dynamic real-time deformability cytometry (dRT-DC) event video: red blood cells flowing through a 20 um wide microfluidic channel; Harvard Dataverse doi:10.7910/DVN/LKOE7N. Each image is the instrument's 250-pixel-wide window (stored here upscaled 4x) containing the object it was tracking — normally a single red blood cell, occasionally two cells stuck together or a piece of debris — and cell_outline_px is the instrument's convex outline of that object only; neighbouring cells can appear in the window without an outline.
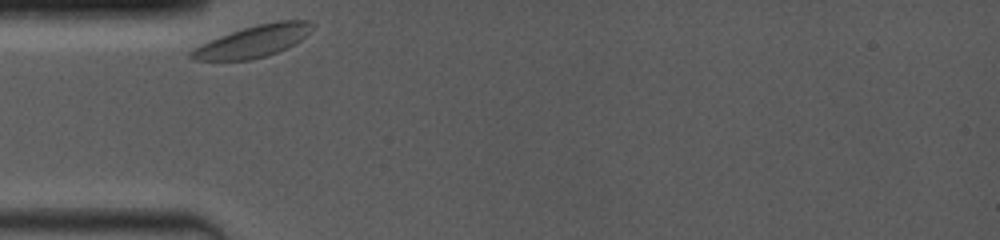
{"species": "common noctule bat (a hibernating species)", "species_latin": "Nyctalus noctula", "temperature_condition": "room temperature", "stored_images_in_passage": 22, "camera_frame_rate_fps": 4000, "um_per_image_px": 0.085, "animal": {"sex": "female", "body_mass_g": 19.0, "forearm_length_mm": 53.3}, "frame": {"image": 1, "passage_image": 1, "time_ms": 0.0, "image_size_px": [1000, 240], "cell_outline_px": [[316, 24], [300, 40], [288, 48], [264, 56], [248, 60], [192, 60], [188, 56], [188, 52], [200, 44], [220, 36], [244, 28], [276, 20], [308, 20]], "centroid_in_image_um": [21.51, 3.51], "position_along_channel_um": 63.5, "area_um2": 22.25}}
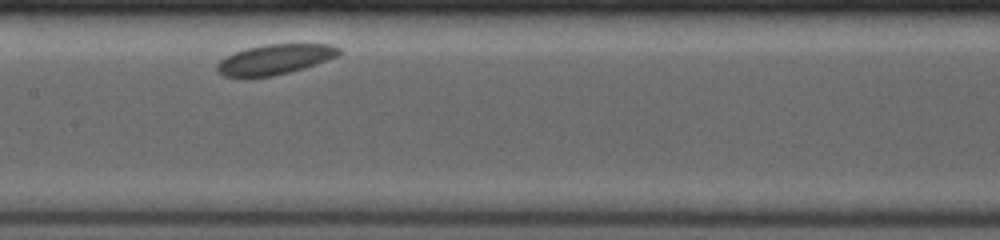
{"frame": {"image": 2, "passage_image": 10, "time_ms": 3.5, "image_size_px": [1000, 240], "cell_outline_px": [[340, 56], [292, 72], [272, 76], [224, 76], [216, 72], [216, 64], [224, 56], [248, 48], [264, 44], [332, 44], [340, 48]], "centroid_in_image_um": [23.39, 5.04], "position_along_channel_um": 184.0, "area_um2": 21.44}}
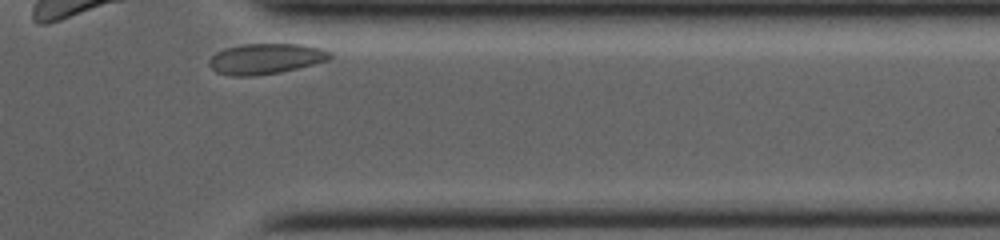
{"frame": {"image": 3, "passage_image": 22, "time_ms": 9.25, "image_size_px": [1000, 240], "cell_outline_px": [[332, 56], [328, 60], [280, 72], [252, 76], [232, 76], [216, 72], [208, 64], [208, 60], [216, 52], [224, 48], [244, 44], [304, 44], [324, 48], [332, 52]], "centroid_in_image_um": [22.59, 4.98], "position_along_channel_um": 388.8, "area_um2": 21.62}}